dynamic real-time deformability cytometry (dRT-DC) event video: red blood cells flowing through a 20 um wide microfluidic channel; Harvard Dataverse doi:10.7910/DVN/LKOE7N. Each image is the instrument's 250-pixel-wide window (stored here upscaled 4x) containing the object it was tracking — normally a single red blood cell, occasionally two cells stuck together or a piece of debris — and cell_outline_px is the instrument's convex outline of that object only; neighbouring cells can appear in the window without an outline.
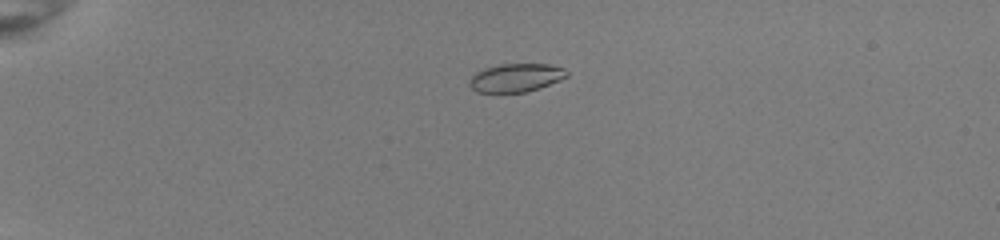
{"species": "common noctule bat (a hibernating species)", "species_latin": "Nyctalus noctula", "temperature_condition": "room temperature", "stored_images_in_passage": 45, "camera_frame_rate_fps": 3000, "um_per_image_px": 0.085, "animal": {"sex": "female", "body_mass_g": 22.0, "forearm_length_mm": 56.7}, "frame": {"image": 1, "passage_image": 6, "time_ms": 1.667, "image_size_px": [1000, 240], "cell_outline_px": [[568, 76], [560, 80], [540, 88], [524, 92], [476, 92], [468, 84], [472, 76], [476, 72], [484, 68], [500, 64], [548, 64], [564, 68], [568, 72]], "centroid_in_image_um": [43.86, 6.6], "position_along_channel_um": 41.1, "area_um2": 16.07}}
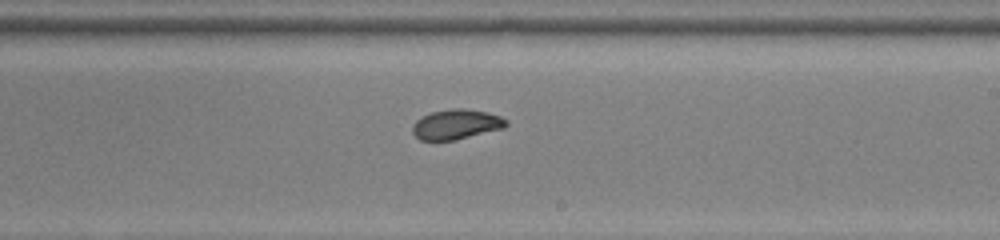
{"frame": {"image": 2, "passage_image": 26, "time_ms": 8.333, "image_size_px": [1000, 240], "cell_outline_px": [[508, 124], [504, 128], [456, 140], [420, 140], [412, 132], [412, 124], [416, 120], [432, 112], [452, 108], [464, 108], [488, 112], [500, 116], [508, 120]], "centroid_in_image_um": [38.8, 10.57], "position_along_channel_um": 250.2, "area_um2": 16.42}}
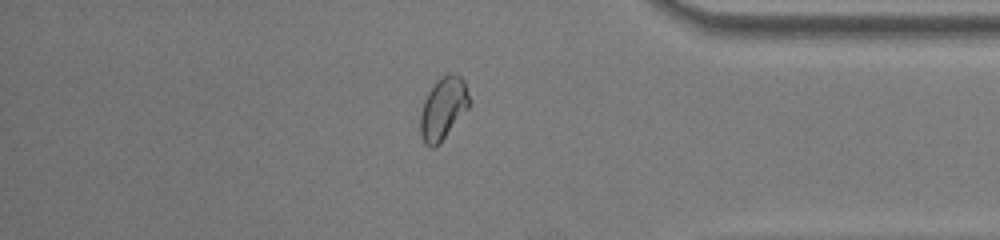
{"frame": {"image": 3, "passage_image": 38, "time_ms": 12.333, "image_size_px": [1000, 240], "cell_outline_px": [[472, 104], [440, 144], [432, 148], [424, 144], [420, 136], [420, 112], [424, 100], [428, 92], [436, 80], [448, 72], [456, 72], [464, 80], [472, 100]], "centroid_in_image_um": [37.69, 9.2], "position_along_channel_um": 397.5, "area_um2": 18.44}}